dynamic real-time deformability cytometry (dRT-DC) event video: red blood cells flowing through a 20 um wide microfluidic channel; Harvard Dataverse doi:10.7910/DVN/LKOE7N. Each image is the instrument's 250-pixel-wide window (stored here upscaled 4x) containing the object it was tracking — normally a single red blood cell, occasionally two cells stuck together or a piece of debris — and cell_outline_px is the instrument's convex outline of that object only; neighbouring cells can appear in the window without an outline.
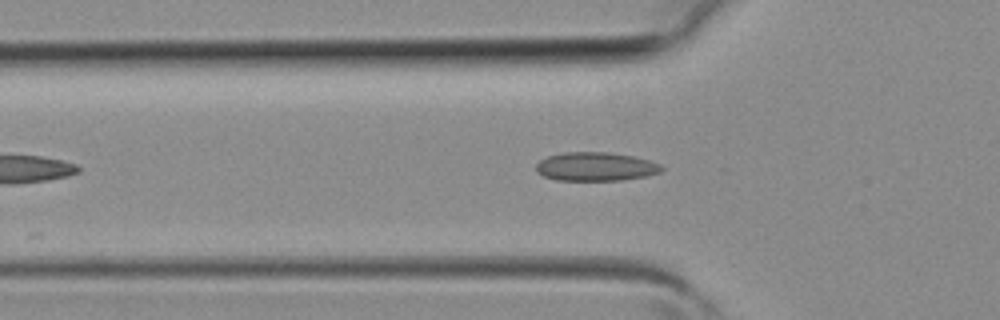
{"species": "common noctule bat (a hibernating species)", "species_latin": "Nyctalus noctula", "temperature_condition": "room temperature", "stored_images_in_passage": 4, "camera_frame_rate_fps": 3000, "um_per_image_px": 0.085, "animal": {"sex": "female", "body_mass_g": 19.3, "forearm_length_mm": 54.1}, "frame": {"image": 1, "passage_image": 4, "time_ms": 1.0, "image_size_px": [1000, 320], "cell_outline_px": [[664, 168], [660, 172], [648, 176], [620, 180], [556, 180], [544, 176], [536, 172], [536, 164], [540, 160], [548, 156], [564, 152], [608, 152], [632, 156], [648, 160], [660, 164]], "centroid_in_image_um": [50.62, 14.16], "position_along_channel_um": 75.2, "area_um2": 20.98}}